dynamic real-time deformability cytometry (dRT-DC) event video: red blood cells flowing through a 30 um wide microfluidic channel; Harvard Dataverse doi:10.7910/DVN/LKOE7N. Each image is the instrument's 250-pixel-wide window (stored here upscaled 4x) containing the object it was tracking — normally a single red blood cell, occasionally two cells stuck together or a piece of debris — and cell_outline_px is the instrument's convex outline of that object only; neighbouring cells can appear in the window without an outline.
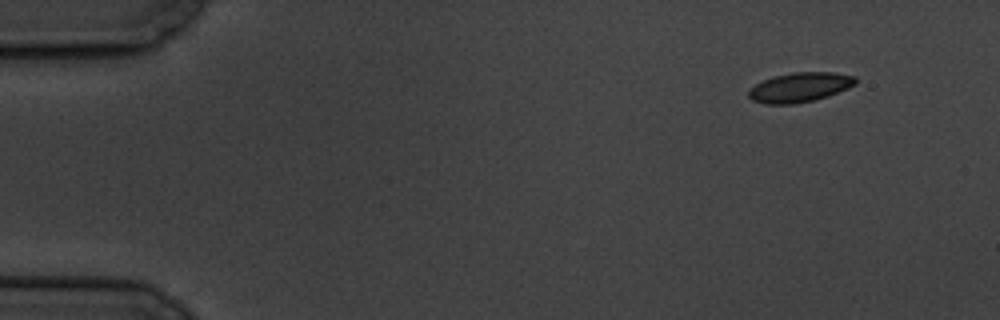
{"species": "common noctule bat (a hibernating species)", "species_latin": "Nyctalus noctula", "temperature_condition": "cold", "stored_images_in_passage": 7, "camera_frame_rate_fps": 3000, "um_per_image_px": 0.085, "animal": {"sex": "male", "body_mass_g": 19.5, "forearm_length_mm": 54.6}, "frame": {"image": 1, "passage_image": 1, "time_ms": 0.0, "image_size_px": [1000, 320], "cell_outline_px": [[856, 84], [848, 88], [828, 96], [812, 100], [792, 104], [764, 104], [752, 100], [748, 96], [748, 88], [764, 80], [776, 76], [792, 72], [832, 72], [856, 76]], "centroid_in_image_um": [67.97, 7.42], "position_along_channel_um": 17.0, "area_um2": 18.38}}
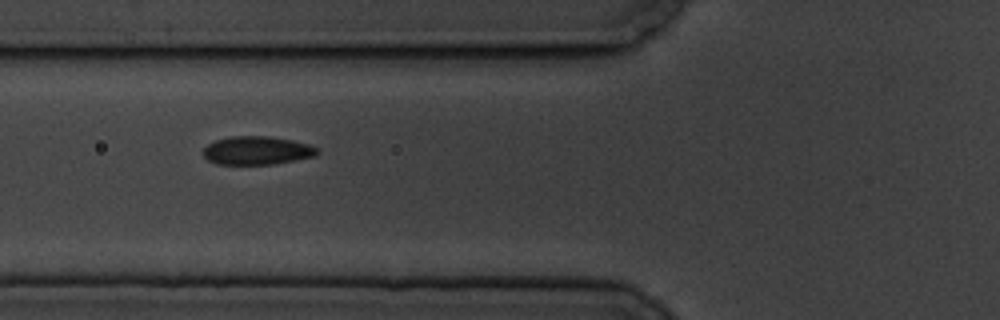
{"frame": {"image": 2, "passage_image": 6, "time_ms": 5.667, "image_size_px": [1000, 320], "cell_outline_px": [[320, 152], [316, 156], [272, 164], [216, 164], [208, 160], [204, 156], [204, 148], [208, 144], [216, 140], [232, 136], [268, 136], [292, 140], [308, 144], [320, 148]], "centroid_in_image_um": [21.88, 12.79], "position_along_channel_um": 103.9, "area_um2": 18.84}}
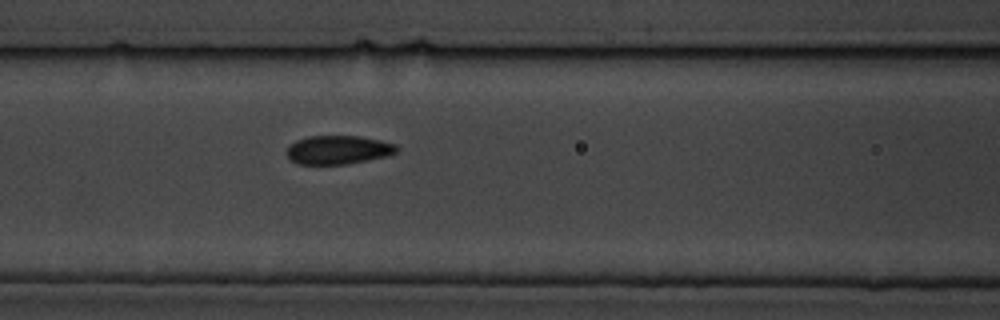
{"frame": {"image": 3, "passage_image": 7, "time_ms": 6.667, "image_size_px": [1000, 320], "cell_outline_px": [[400, 148], [396, 152], [388, 156], [348, 164], [296, 164], [288, 160], [284, 152], [288, 144], [296, 140], [308, 136], [360, 136], [380, 140], [396, 144]], "centroid_in_image_um": [28.69, 12.74], "position_along_channel_um": 137.9, "area_um2": 18.84}}